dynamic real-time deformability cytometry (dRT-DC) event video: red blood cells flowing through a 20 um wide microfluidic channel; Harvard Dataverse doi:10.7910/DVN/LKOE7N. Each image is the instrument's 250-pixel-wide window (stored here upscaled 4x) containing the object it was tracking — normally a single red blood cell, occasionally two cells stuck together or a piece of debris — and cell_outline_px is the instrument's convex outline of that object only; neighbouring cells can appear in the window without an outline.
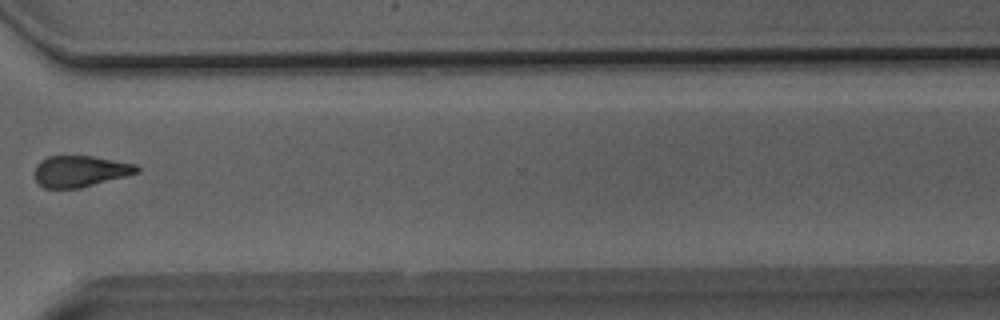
{"species": "Egyptian fruit bat (a non-hibernating species)", "species_latin": "Rousettus aegyptiacus", "temperature_condition": "room temperature", "stored_images_in_passage": 28, "camera_frame_rate_fps": 3000, "um_per_image_px": 0.085, "animal": {"sex": "male"}, "frame": {"image": 1, "passage_image": 24, "time_ms": 7.667, "image_size_px": [1000, 320], "cell_outline_px": [[140, 172], [128, 176], [80, 188], [44, 188], [36, 180], [36, 164], [40, 160], [48, 156], [92, 156], [136, 164], [140, 168]], "centroid_in_image_um": [6.85, 14.55], "position_along_channel_um": 363.7, "area_um2": 18.67}}